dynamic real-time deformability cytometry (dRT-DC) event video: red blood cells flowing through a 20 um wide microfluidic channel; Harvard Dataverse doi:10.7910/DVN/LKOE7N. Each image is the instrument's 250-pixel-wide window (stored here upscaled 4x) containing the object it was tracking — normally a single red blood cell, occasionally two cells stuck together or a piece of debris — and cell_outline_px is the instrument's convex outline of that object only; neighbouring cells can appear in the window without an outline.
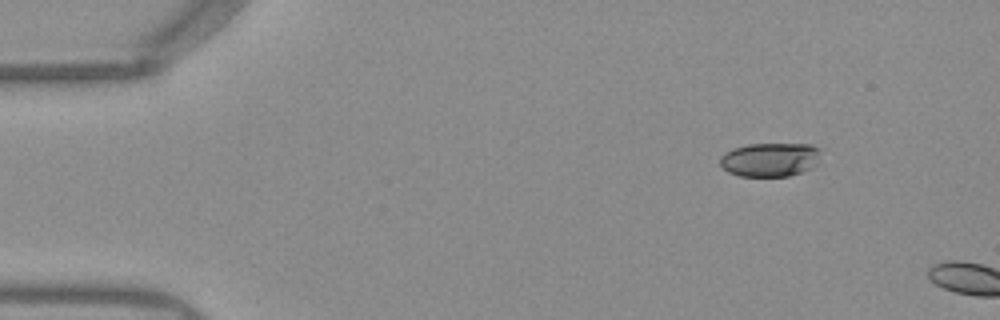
{"species": "Egyptian fruit bat (a non-hibernating species)", "species_latin": "Rousettus aegyptiacus", "temperature_condition": "warm", "stored_images_in_passage": 4, "camera_frame_rate_fps": 3000, "um_per_image_px": 0.085, "frame": {"image": 1, "passage_image": 1, "time_ms": 0.0, "image_size_px": [1000, 320], "cell_outline_px": [[820, 152], [812, 168], [788, 176], [740, 176], [728, 172], [720, 164], [720, 156], [724, 152], [748, 144], [808, 144], [820, 148]], "centroid_in_image_um": [65.42, 13.56], "position_along_channel_um": 19.6, "area_um2": 19.71}}